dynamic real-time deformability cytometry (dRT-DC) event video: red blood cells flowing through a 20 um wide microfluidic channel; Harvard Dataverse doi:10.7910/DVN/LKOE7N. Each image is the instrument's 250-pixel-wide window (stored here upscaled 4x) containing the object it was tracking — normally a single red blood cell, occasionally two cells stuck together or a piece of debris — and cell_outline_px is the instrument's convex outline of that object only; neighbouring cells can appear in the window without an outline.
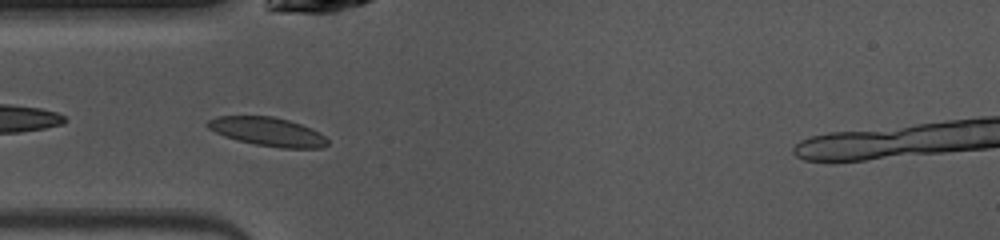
{"species": "common noctule bat (a hibernating species)", "species_latin": "Nyctalus noctula", "temperature_condition": "warm", "stored_images_in_passage": 43, "camera_frame_rate_fps": 3000, "um_per_image_px": 0.085, "animal": {"sex": "female", "body_mass_g": 10.0, "forearm_length_mm": 53.1}, "frame": {"image": 1, "passage_image": 12, "time_ms": 3.667, "image_size_px": [1000, 240], "cell_outline_px": [[328, 144], [320, 148], [280, 148], [256, 144], [236, 140], [224, 136], [208, 128], [204, 124], [208, 120], [216, 116], [272, 116], [288, 120], [300, 124], [320, 132], [328, 140]], "centroid_in_image_um": [22.73, 11.19], "position_along_channel_um": 62.3, "area_um2": 20.06}}
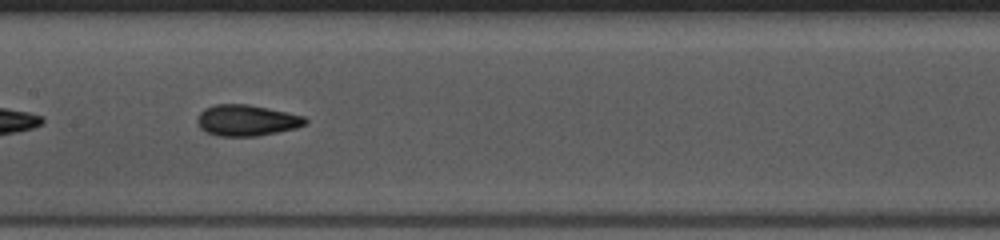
{"frame": {"image": 2, "passage_image": 21, "time_ms": 6.667, "image_size_px": [1000, 240], "cell_outline_px": [[308, 124], [296, 128], [256, 136], [216, 136], [200, 128], [196, 120], [196, 116], [204, 108], [216, 104], [248, 104], [288, 112], [304, 116], [308, 120]], "centroid_in_image_um": [20.96, 10.22], "position_along_channel_um": 186.4, "area_um2": 19.71}}
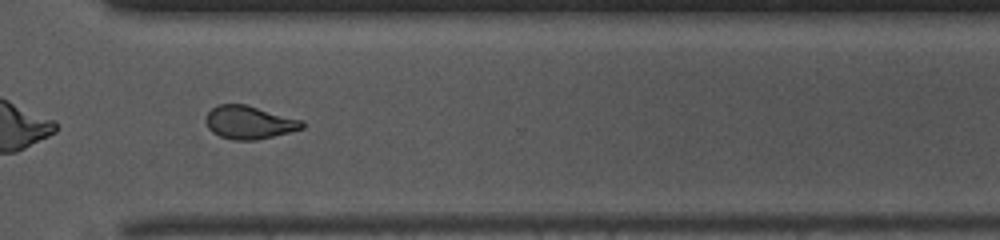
{"frame": {"image": 3, "passage_image": 33, "time_ms": 10.667, "image_size_px": [1000, 240], "cell_outline_px": [[304, 128], [256, 140], [232, 140], [220, 136], [212, 132], [208, 128], [204, 120], [208, 112], [216, 104], [244, 104], [304, 120]], "centroid_in_image_um": [21.16, 10.4], "position_along_channel_um": 349.4, "area_um2": 18.61}}